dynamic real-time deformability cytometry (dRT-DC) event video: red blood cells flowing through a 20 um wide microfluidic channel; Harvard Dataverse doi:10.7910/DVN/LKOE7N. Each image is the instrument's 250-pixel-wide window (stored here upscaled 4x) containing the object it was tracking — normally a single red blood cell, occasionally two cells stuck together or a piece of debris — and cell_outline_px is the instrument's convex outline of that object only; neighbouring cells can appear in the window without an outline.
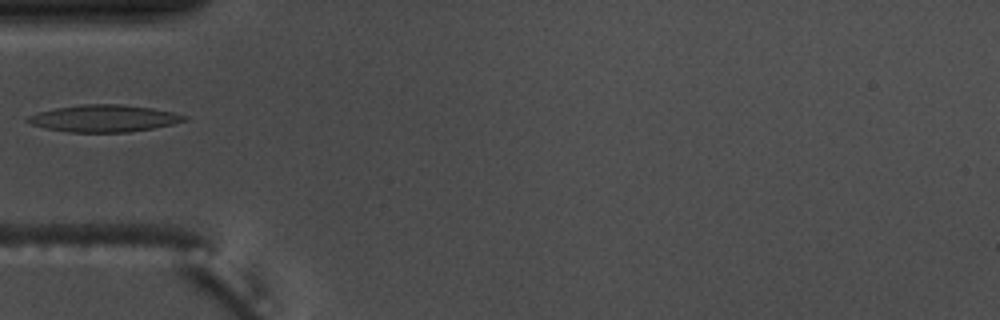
{"species": "common noctule bat (a hibernating species)", "species_latin": "Nyctalus noctula", "temperature_condition": "warm", "stored_images_in_passage": 35, "camera_frame_rate_fps": 3000, "um_per_image_px": 0.085, "animal": {"sex": "male", "body_mass_g": 17.5, "forearm_length_mm": 52.3}, "frame": {"image": 1, "passage_image": 1, "time_ms": 0.0, "image_size_px": [1000, 320], "cell_outline_px": [[188, 120], [172, 124], [152, 128], [128, 132], [68, 132], [44, 128], [32, 124], [24, 120], [28, 116], [40, 112], [56, 108], [80, 104], [120, 104], [152, 108], [172, 112], [188, 116]], "centroid_in_image_um": [8.83, 10.06], "position_along_channel_um": 76.2, "area_um2": 24.57}}